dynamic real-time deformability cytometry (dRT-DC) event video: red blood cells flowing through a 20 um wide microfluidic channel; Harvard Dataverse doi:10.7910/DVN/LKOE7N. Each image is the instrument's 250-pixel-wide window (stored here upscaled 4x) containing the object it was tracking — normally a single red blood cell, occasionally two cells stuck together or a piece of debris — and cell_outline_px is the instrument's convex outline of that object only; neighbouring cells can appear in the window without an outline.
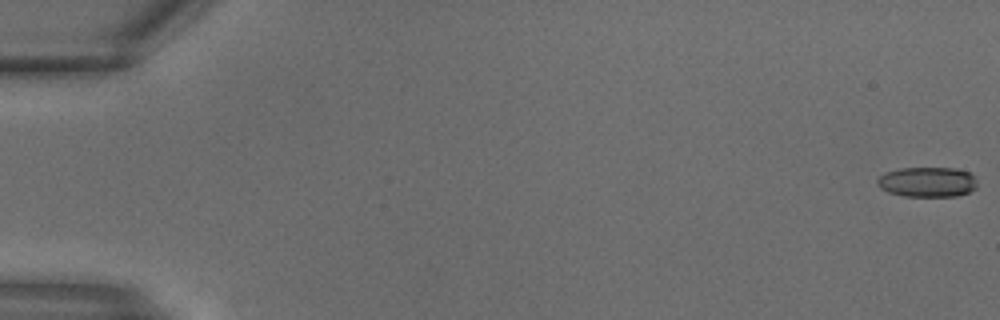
{"species": "common noctule bat (a hibernating species)", "species_latin": "Nyctalus noctula", "temperature_condition": "warm", "stored_images_in_passage": 23, "camera_frame_rate_fps": 3000, "um_per_image_px": 0.085, "animal": {"sex": "male", "body_mass_g": 18.8}, "frame": {"image": 1, "passage_image": 1, "time_ms": 0.0, "image_size_px": [1000, 320], "cell_outline_px": [[976, 188], [968, 192], [956, 196], [904, 196], [888, 192], [880, 188], [876, 184], [876, 180], [884, 172], [900, 168], [956, 168], [968, 172], [976, 176]], "centroid_in_image_um": [78.81, 15.46], "position_along_channel_um": 6.2, "area_um2": 17.63}}
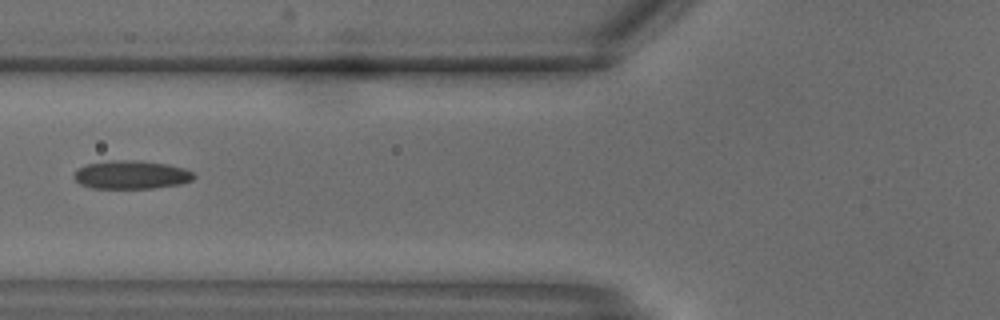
{"frame": {"image": 2, "passage_image": 13, "time_ms": 4.0, "image_size_px": [1000, 320], "cell_outline_px": [[196, 176], [192, 180], [180, 184], [152, 188], [92, 188], [80, 184], [72, 176], [80, 168], [88, 164], [112, 160], [132, 160], [168, 164], [184, 168], [192, 172]], "centroid_in_image_um": [11.18, 14.86], "position_along_channel_um": 114.6, "area_um2": 19.65}}
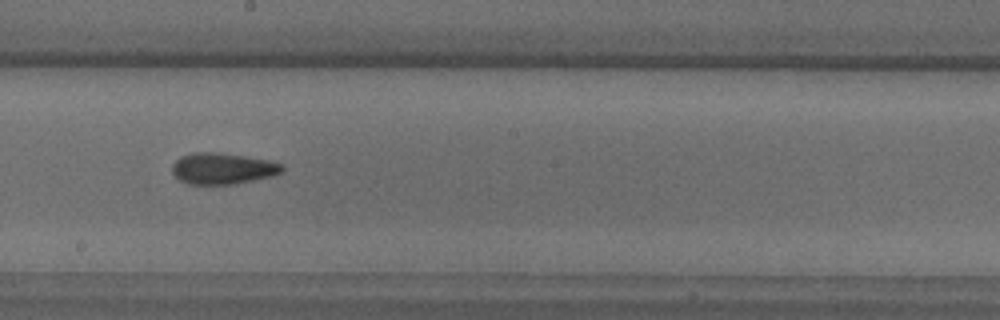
{"frame": {"image": 3, "passage_image": 18, "time_ms": 5.667, "image_size_px": [1000, 320], "cell_outline_px": [[284, 172], [272, 176], [236, 184], [188, 184], [180, 180], [172, 172], [172, 164], [180, 156], [192, 152], [220, 152], [268, 160], [284, 164]], "centroid_in_image_um": [18.94, 14.32], "position_along_channel_um": 229.3, "area_um2": 20.23}}